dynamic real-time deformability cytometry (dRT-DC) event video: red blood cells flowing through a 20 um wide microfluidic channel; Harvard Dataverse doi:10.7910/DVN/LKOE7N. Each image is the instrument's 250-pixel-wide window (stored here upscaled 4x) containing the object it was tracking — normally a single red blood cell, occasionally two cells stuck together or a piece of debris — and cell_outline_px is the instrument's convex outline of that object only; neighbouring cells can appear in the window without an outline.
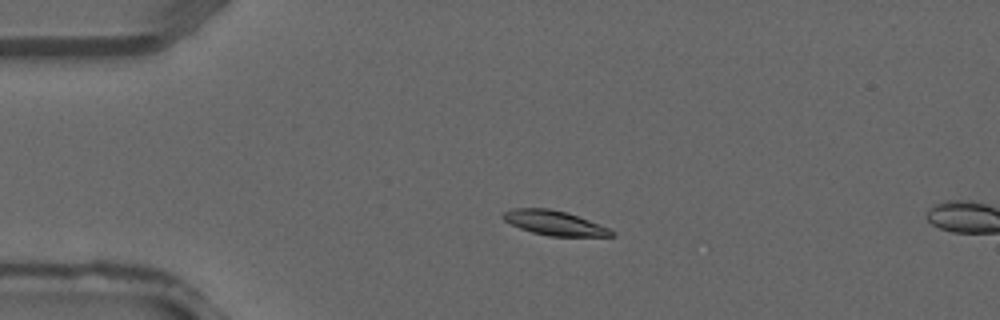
{"species": "common noctule bat (a hibernating species)", "species_latin": "Nyctalus noctula", "temperature_condition": "warm", "stored_images_in_passage": 3, "camera_frame_rate_fps": 3000, "um_per_image_px": 0.085, "animal": {"sex": "male", "forearm_length_mm": 52.5}, "frame": {"image": 1, "passage_image": 2, "time_ms": 0.333, "image_size_px": [1000, 320], "cell_outline_px": [[616, 236], [548, 236], [532, 232], [520, 228], [504, 220], [500, 216], [504, 212], [512, 208], [548, 208], [568, 212], [608, 228], [616, 232]], "centroid_in_image_um": [47.11, 18.94], "position_along_channel_um": 37.9, "area_um2": 15.49}}